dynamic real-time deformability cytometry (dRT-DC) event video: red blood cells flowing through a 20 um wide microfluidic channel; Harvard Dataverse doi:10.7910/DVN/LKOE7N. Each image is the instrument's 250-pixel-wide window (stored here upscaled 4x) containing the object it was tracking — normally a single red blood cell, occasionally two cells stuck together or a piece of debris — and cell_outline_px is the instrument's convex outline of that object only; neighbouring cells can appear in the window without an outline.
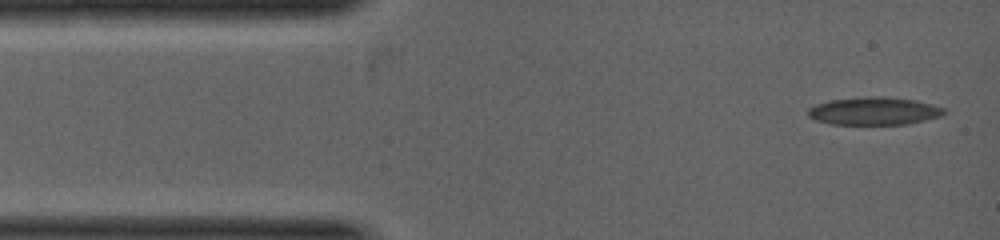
{"species": "common noctule bat (a hibernating species)", "species_latin": "Nyctalus noctula", "temperature_condition": "warm", "stored_images_in_passage": 4, "camera_frame_rate_fps": 5000, "um_per_image_px": 0.085, "animal": {"sex": "female", "body_mass_g": 19.0, "forearm_length_mm": 53.3}, "frame": {"image": 1, "passage_image": 1, "time_ms": 0.0, "image_size_px": [1000, 240], "cell_outline_px": [[944, 112], [940, 116], [908, 124], [832, 124], [816, 120], [808, 116], [808, 108], [816, 104], [832, 100], [864, 96], [880, 96], [916, 100], [932, 104], [944, 108]], "centroid_in_image_um": [74.28, 9.43], "position_along_channel_um": 10.7, "area_um2": 21.91}}
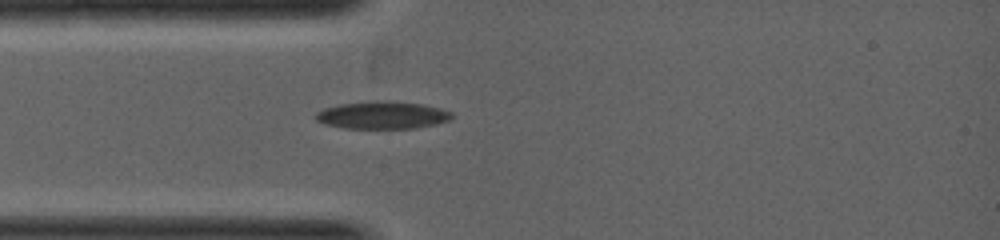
{"frame": {"image": 2, "passage_image": 4, "time_ms": 1.4, "image_size_px": [1000, 240], "cell_outline_px": [[452, 116], [448, 120], [436, 124], [412, 128], [344, 128], [328, 124], [316, 120], [316, 112], [324, 108], [340, 104], [372, 100], [388, 100], [424, 104], [440, 108], [452, 112]], "centroid_in_image_um": [32.51, 9.77], "position_along_channel_um": 52.5, "area_um2": 21.79}}